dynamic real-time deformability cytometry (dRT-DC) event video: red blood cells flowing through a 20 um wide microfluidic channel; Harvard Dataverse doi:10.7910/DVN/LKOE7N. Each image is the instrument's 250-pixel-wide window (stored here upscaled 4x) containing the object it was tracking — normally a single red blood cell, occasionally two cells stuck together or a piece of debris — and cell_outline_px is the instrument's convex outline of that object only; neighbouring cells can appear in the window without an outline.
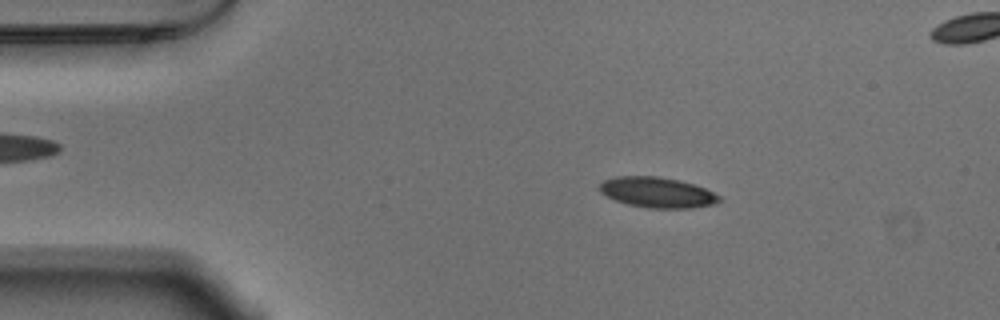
{"species": "Egyptian fruit bat (a non-hibernating species)", "species_latin": "Rousettus aegyptiacus", "temperature_condition": "warm", "stored_images_in_passage": 50, "camera_frame_rate_fps": 3000, "um_per_image_px": 0.085, "animal": {"sex": "male"}, "frame": {"image": 1, "passage_image": 5, "time_ms": 1.333, "image_size_px": [1000, 320], "cell_outline_px": [[720, 200], [712, 204], [692, 208], [648, 208], [628, 204], [616, 200], [600, 192], [600, 184], [604, 180], [616, 176], [656, 176], [680, 180], [704, 188], [720, 196]], "centroid_in_image_um": [55.85, 16.35], "position_along_channel_um": 29.1, "area_um2": 20.98}}
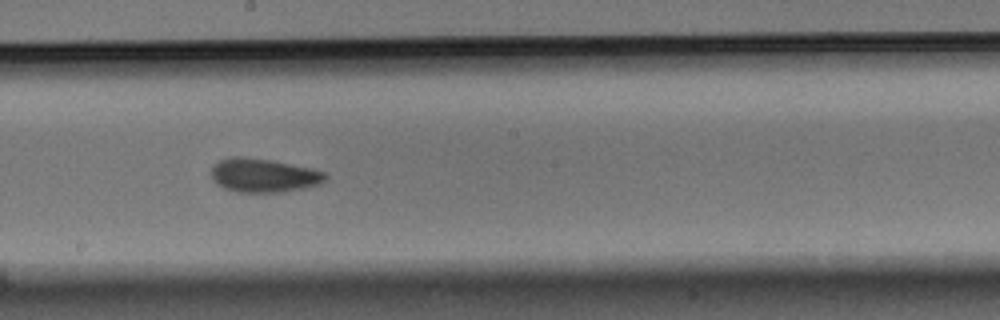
{"frame": {"image": 2, "passage_image": 25, "time_ms": 8.0, "image_size_px": [1000, 320], "cell_outline_px": [[328, 176], [320, 184], [304, 188], [280, 192], [236, 192], [224, 188], [216, 184], [212, 180], [212, 164], [228, 156], [244, 156], [272, 160], [312, 168], [324, 172]], "centroid_in_image_um": [22.37, 14.89], "position_along_channel_um": 225.8, "area_um2": 22.72}}
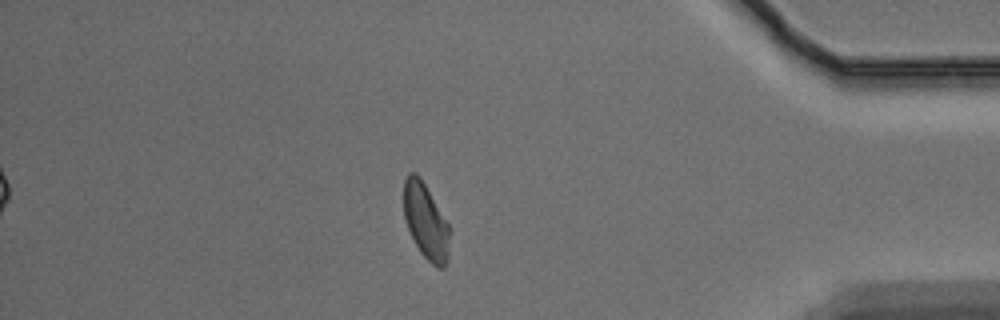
{"frame": {"image": 3, "passage_image": 42, "time_ms": 13.667, "image_size_px": [1000, 320], "cell_outline_px": [[448, 260], [444, 268], [440, 268], [432, 264], [420, 252], [408, 228], [404, 216], [404, 180], [408, 172], [416, 172], [420, 176], [448, 224]], "centroid_in_image_um": [36.17, 18.79], "position_along_channel_um": 399.0, "area_um2": 19.83}, "authors_computed_cell_mechanics": {"area_um2": 21.1259, "velocity_mm_per_s": 3.7092, "shape_relaxation_time_tau1_ms": 3.9203, "shape_relaxation_time_tau2_ms": 4.3252, "deformation_change_tau1": 0.1118, "deformation_change_tau2": 0.0795}}